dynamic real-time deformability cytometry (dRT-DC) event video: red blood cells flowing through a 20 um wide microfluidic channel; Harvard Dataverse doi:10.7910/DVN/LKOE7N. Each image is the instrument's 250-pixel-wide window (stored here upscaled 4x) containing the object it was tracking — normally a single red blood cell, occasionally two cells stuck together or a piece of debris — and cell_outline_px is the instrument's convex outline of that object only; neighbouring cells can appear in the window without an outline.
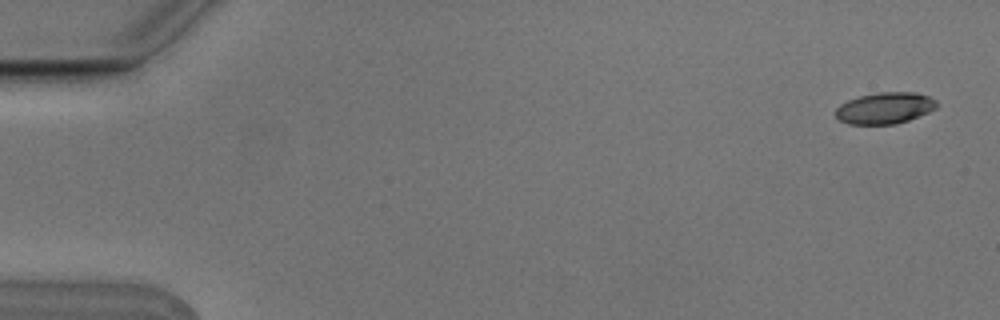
{"species": "Egyptian fruit bat (a non-hibernating species)", "species_latin": "Rousettus aegyptiacus", "temperature_condition": "cold", "stored_images_in_passage": 5, "camera_frame_rate_fps": 3000, "um_per_image_px": 0.085, "animal": {"sex": "male"}, "frame": {"image": 1, "passage_image": 1, "time_ms": 0.0, "image_size_px": [1000, 320], "cell_outline_px": [[936, 108], [928, 112], [908, 120], [896, 124], [848, 124], [840, 120], [836, 116], [836, 108], [840, 104], [848, 100], [860, 96], [880, 92], [916, 92], [928, 96], [936, 100]], "centroid_in_image_um": [75.21, 9.18], "position_along_channel_um": 9.8, "area_um2": 18.38}}
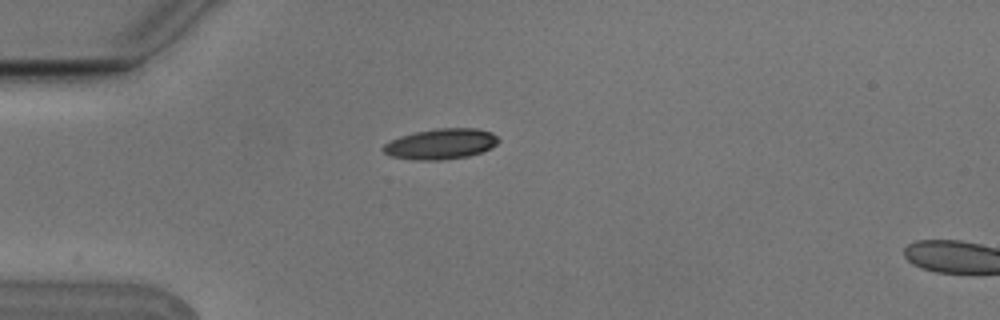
{"frame": {"image": 2, "passage_image": 4, "time_ms": 1.0, "image_size_px": [1000, 320], "cell_outline_px": [[500, 140], [492, 148], [468, 156], [436, 160], [416, 160], [392, 156], [384, 152], [380, 148], [384, 144], [400, 136], [416, 132], [440, 128], [476, 128], [492, 132]], "centroid_in_image_um": [37.48, 12.23], "position_along_channel_um": 47.5, "area_um2": 20.35}}